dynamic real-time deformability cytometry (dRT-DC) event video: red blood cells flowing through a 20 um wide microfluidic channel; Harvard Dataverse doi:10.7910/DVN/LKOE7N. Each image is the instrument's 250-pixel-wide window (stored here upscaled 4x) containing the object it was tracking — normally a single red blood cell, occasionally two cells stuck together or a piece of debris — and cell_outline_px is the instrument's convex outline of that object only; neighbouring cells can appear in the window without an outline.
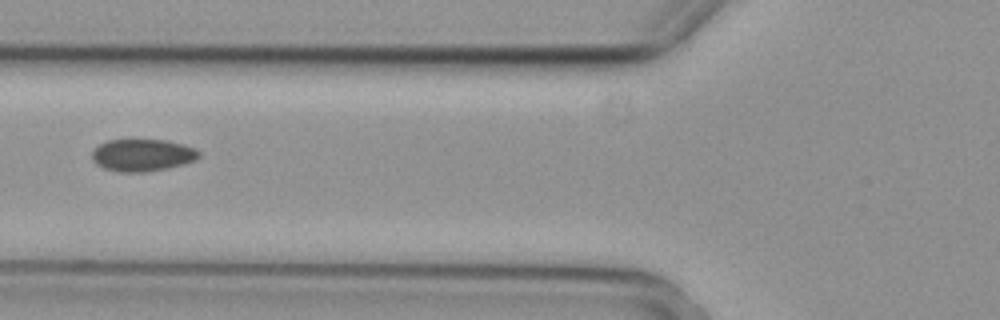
{"species": "common noctule bat (a hibernating species)", "species_latin": "Nyctalus noctula", "temperature_condition": "cold", "stored_images_in_passage": 5, "camera_frame_rate_fps": 3000, "um_per_image_px": 0.085, "animal": {"sex": "female", "body_mass_g": 29.2, "forearm_length_mm": 56.3}, "frame": {"image": 1, "passage_image": 5, "time_ms": 1.333, "image_size_px": [1000, 320], "cell_outline_px": [[200, 156], [196, 160], [184, 164], [168, 168], [148, 172], [120, 172], [104, 168], [96, 164], [92, 160], [92, 152], [100, 144], [108, 140], [164, 140], [184, 144], [196, 148], [200, 152]], "centroid_in_image_um": [12.14, 13.19], "position_along_channel_um": 113.7, "area_um2": 20.17}}